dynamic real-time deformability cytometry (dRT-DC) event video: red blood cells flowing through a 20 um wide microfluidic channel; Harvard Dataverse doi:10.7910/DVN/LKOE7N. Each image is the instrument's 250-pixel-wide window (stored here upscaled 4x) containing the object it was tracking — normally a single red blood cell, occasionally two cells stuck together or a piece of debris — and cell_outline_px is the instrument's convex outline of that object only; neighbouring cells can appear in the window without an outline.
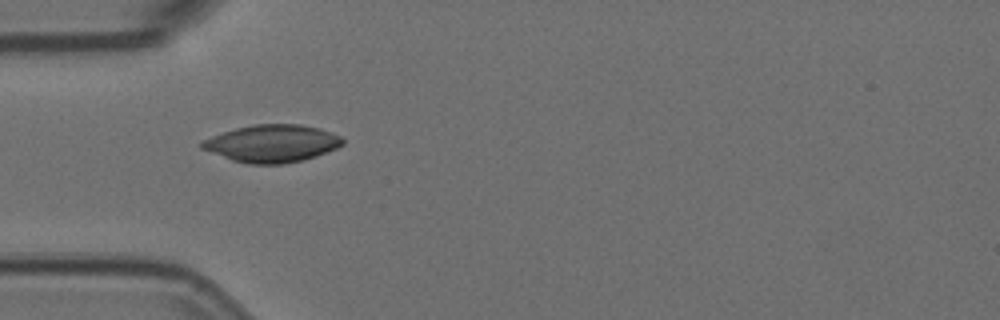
{"species": "Egyptian fruit bat (a non-hibernating species)", "species_latin": "Rousettus aegyptiacus", "temperature_condition": "room temperature", "stored_images_in_passage": 2, "camera_frame_rate_fps": 3000, "um_per_image_px": 0.085, "animal": {"sex": "female"}, "frame": {"image": 1, "passage_image": 1, "time_ms": 0.0, "image_size_px": [1000, 320], "cell_outline_px": [[344, 144], [336, 148], [316, 156], [304, 160], [284, 164], [248, 164], [232, 160], [200, 148], [200, 144], [204, 140], [212, 136], [236, 128], [256, 124], [300, 124], [320, 128], [332, 132], [340, 136], [344, 140]], "centroid_in_image_um": [23.15, 12.2], "position_along_channel_um": 61.8, "area_um2": 30.69}}
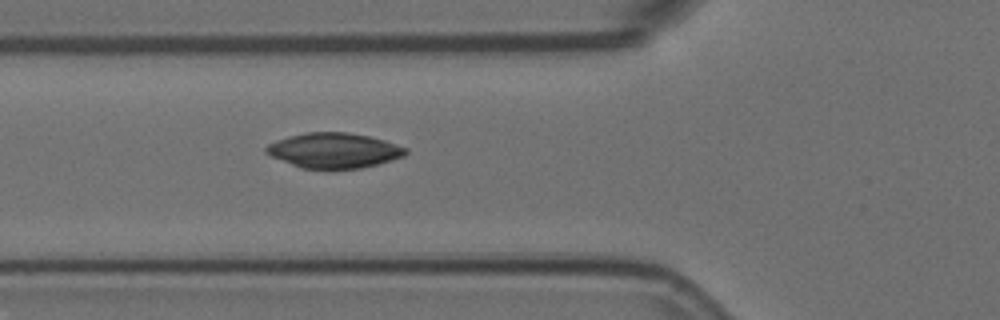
{"frame": {"image": 2, "passage_image": 2, "time_ms": 0.333, "image_size_px": [1000, 320], "cell_outline_px": [[408, 152], [404, 156], [392, 160], [360, 168], [300, 168], [272, 156], [264, 152], [264, 148], [268, 144], [276, 140], [288, 136], [304, 132], [348, 132], [368, 136], [384, 140], [408, 148]], "centroid_in_image_um": [28.37, 12.77], "position_along_channel_um": 97.4, "area_um2": 28.44}}